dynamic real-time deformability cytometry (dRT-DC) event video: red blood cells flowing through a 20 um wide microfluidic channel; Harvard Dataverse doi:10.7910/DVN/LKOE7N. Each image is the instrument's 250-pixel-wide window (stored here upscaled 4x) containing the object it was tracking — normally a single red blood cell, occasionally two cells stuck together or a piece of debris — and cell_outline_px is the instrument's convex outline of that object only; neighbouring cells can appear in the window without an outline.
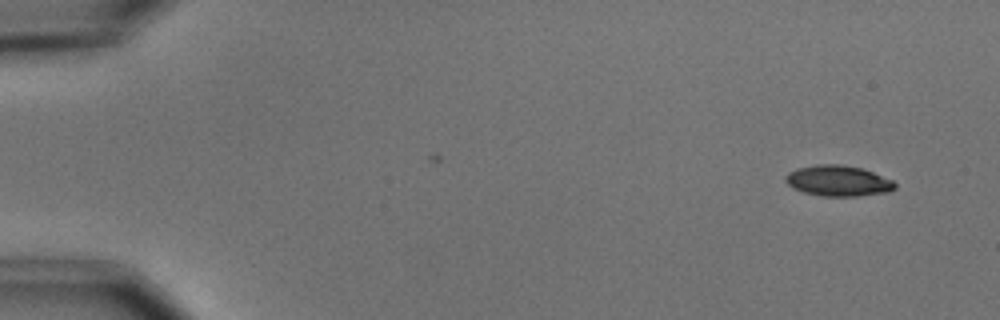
{"species": "common noctule bat (a hibernating species)", "species_latin": "Nyctalus noctula", "temperature_condition": "cold", "stored_images_in_passage": 5, "camera_frame_rate_fps": 3000, "um_per_image_px": 0.085, "animal": {"sex": "male", "body_mass_g": 15.6}, "frame": {"image": 1, "passage_image": 1, "time_ms": 0.0, "image_size_px": [1000, 320], "cell_outline_px": [[896, 188], [888, 192], [860, 196], [820, 196], [804, 192], [792, 188], [784, 180], [784, 176], [788, 172], [796, 168], [816, 164], [840, 164], [860, 168], [872, 172], [892, 180], [896, 184]], "centroid_in_image_um": [71.2, 15.37], "position_along_channel_um": 13.8, "area_um2": 19.71}}
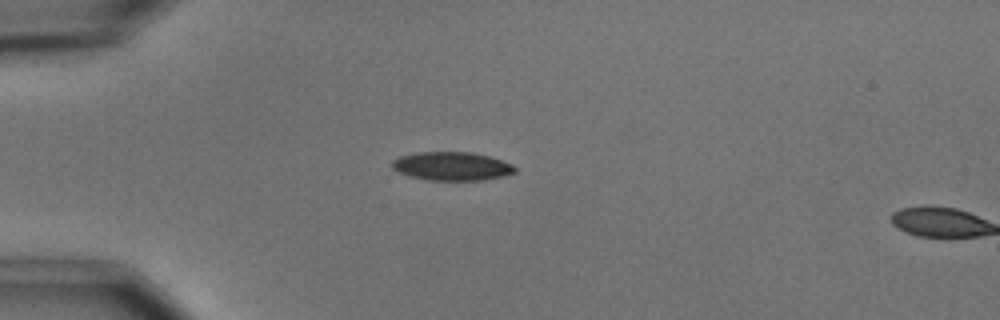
{"frame": {"image": 2, "passage_image": 4, "time_ms": 3.667, "image_size_px": [1000, 320], "cell_outline_px": [[516, 172], [504, 176], [484, 180], [428, 180], [408, 176], [392, 168], [392, 160], [400, 156], [416, 152], [472, 152], [488, 156], [512, 164], [516, 168]], "centroid_in_image_um": [38.4, 14.13], "position_along_channel_um": 46.6, "area_um2": 20.46}}